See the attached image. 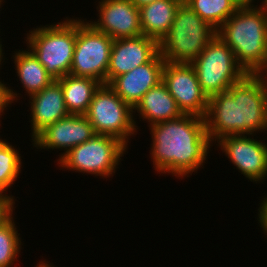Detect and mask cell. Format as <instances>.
I'll list each match as a JSON object with an SVG mask.
<instances>
[{
	"mask_svg": "<svg viewBox=\"0 0 267 267\" xmlns=\"http://www.w3.org/2000/svg\"><path fill=\"white\" fill-rule=\"evenodd\" d=\"M149 127L152 136L150 154L158 173H171L183 179L206 163L213 143L207 135L204 118L183 114Z\"/></svg>",
	"mask_w": 267,
	"mask_h": 267,
	"instance_id": "6da1fadb",
	"label": "cell"
},
{
	"mask_svg": "<svg viewBox=\"0 0 267 267\" xmlns=\"http://www.w3.org/2000/svg\"><path fill=\"white\" fill-rule=\"evenodd\" d=\"M204 119L212 143L224 136L264 132L263 80L247 74L227 91L211 96Z\"/></svg>",
	"mask_w": 267,
	"mask_h": 267,
	"instance_id": "7a4b0ae2",
	"label": "cell"
},
{
	"mask_svg": "<svg viewBox=\"0 0 267 267\" xmlns=\"http://www.w3.org/2000/svg\"><path fill=\"white\" fill-rule=\"evenodd\" d=\"M247 74H258L267 61V4L239 7L217 30Z\"/></svg>",
	"mask_w": 267,
	"mask_h": 267,
	"instance_id": "3957f363",
	"label": "cell"
},
{
	"mask_svg": "<svg viewBox=\"0 0 267 267\" xmlns=\"http://www.w3.org/2000/svg\"><path fill=\"white\" fill-rule=\"evenodd\" d=\"M67 19V20H66ZM28 49L55 80L69 74L77 39V19L37 26L26 34Z\"/></svg>",
	"mask_w": 267,
	"mask_h": 267,
	"instance_id": "277c9868",
	"label": "cell"
},
{
	"mask_svg": "<svg viewBox=\"0 0 267 267\" xmlns=\"http://www.w3.org/2000/svg\"><path fill=\"white\" fill-rule=\"evenodd\" d=\"M216 35L217 30L183 2L159 42V53L165 62L191 64Z\"/></svg>",
	"mask_w": 267,
	"mask_h": 267,
	"instance_id": "5b68a950",
	"label": "cell"
},
{
	"mask_svg": "<svg viewBox=\"0 0 267 267\" xmlns=\"http://www.w3.org/2000/svg\"><path fill=\"white\" fill-rule=\"evenodd\" d=\"M191 64L208 98L227 91L247 75L237 63L234 52L218 35Z\"/></svg>",
	"mask_w": 267,
	"mask_h": 267,
	"instance_id": "8992f818",
	"label": "cell"
},
{
	"mask_svg": "<svg viewBox=\"0 0 267 267\" xmlns=\"http://www.w3.org/2000/svg\"><path fill=\"white\" fill-rule=\"evenodd\" d=\"M127 146L115 137L96 134L58 159L59 167L95 176H113Z\"/></svg>",
	"mask_w": 267,
	"mask_h": 267,
	"instance_id": "52a82bcc",
	"label": "cell"
},
{
	"mask_svg": "<svg viewBox=\"0 0 267 267\" xmlns=\"http://www.w3.org/2000/svg\"><path fill=\"white\" fill-rule=\"evenodd\" d=\"M134 115L133 108L108 84H101L96 90L85 114L96 134L115 137L127 147L129 138L138 129Z\"/></svg>",
	"mask_w": 267,
	"mask_h": 267,
	"instance_id": "ba28073f",
	"label": "cell"
},
{
	"mask_svg": "<svg viewBox=\"0 0 267 267\" xmlns=\"http://www.w3.org/2000/svg\"><path fill=\"white\" fill-rule=\"evenodd\" d=\"M77 20V39L69 74L107 84L113 39L97 31L88 21Z\"/></svg>",
	"mask_w": 267,
	"mask_h": 267,
	"instance_id": "9c48e42d",
	"label": "cell"
},
{
	"mask_svg": "<svg viewBox=\"0 0 267 267\" xmlns=\"http://www.w3.org/2000/svg\"><path fill=\"white\" fill-rule=\"evenodd\" d=\"M162 82L183 114L205 118L209 98L203 92L192 64L165 62Z\"/></svg>",
	"mask_w": 267,
	"mask_h": 267,
	"instance_id": "30bf717a",
	"label": "cell"
},
{
	"mask_svg": "<svg viewBox=\"0 0 267 267\" xmlns=\"http://www.w3.org/2000/svg\"><path fill=\"white\" fill-rule=\"evenodd\" d=\"M217 143L229 161L251 182L260 183L267 178V143L250 135L224 136Z\"/></svg>",
	"mask_w": 267,
	"mask_h": 267,
	"instance_id": "8fae6325",
	"label": "cell"
},
{
	"mask_svg": "<svg viewBox=\"0 0 267 267\" xmlns=\"http://www.w3.org/2000/svg\"><path fill=\"white\" fill-rule=\"evenodd\" d=\"M96 132L85 115L69 114L55 123L47 126L31 142L37 149L66 150L59 159L70 149L90 140Z\"/></svg>",
	"mask_w": 267,
	"mask_h": 267,
	"instance_id": "7c38bea8",
	"label": "cell"
},
{
	"mask_svg": "<svg viewBox=\"0 0 267 267\" xmlns=\"http://www.w3.org/2000/svg\"><path fill=\"white\" fill-rule=\"evenodd\" d=\"M97 10L99 19L90 24L113 40L142 35L140 10L131 0H101Z\"/></svg>",
	"mask_w": 267,
	"mask_h": 267,
	"instance_id": "4fadbf2b",
	"label": "cell"
},
{
	"mask_svg": "<svg viewBox=\"0 0 267 267\" xmlns=\"http://www.w3.org/2000/svg\"><path fill=\"white\" fill-rule=\"evenodd\" d=\"M159 53V42L151 37L114 39L107 70V84L115 77L150 62Z\"/></svg>",
	"mask_w": 267,
	"mask_h": 267,
	"instance_id": "5bb4252c",
	"label": "cell"
},
{
	"mask_svg": "<svg viewBox=\"0 0 267 267\" xmlns=\"http://www.w3.org/2000/svg\"><path fill=\"white\" fill-rule=\"evenodd\" d=\"M165 61L158 53L150 62L115 77L108 85L133 109L143 95L162 81Z\"/></svg>",
	"mask_w": 267,
	"mask_h": 267,
	"instance_id": "9a60e30c",
	"label": "cell"
},
{
	"mask_svg": "<svg viewBox=\"0 0 267 267\" xmlns=\"http://www.w3.org/2000/svg\"><path fill=\"white\" fill-rule=\"evenodd\" d=\"M31 132L33 140L42 130L69 115L61 84L54 80L40 92L29 96Z\"/></svg>",
	"mask_w": 267,
	"mask_h": 267,
	"instance_id": "2e32d148",
	"label": "cell"
},
{
	"mask_svg": "<svg viewBox=\"0 0 267 267\" xmlns=\"http://www.w3.org/2000/svg\"><path fill=\"white\" fill-rule=\"evenodd\" d=\"M133 111L139 113L140 119L149 122L148 126L173 120L183 115L174 97L162 81L143 95Z\"/></svg>",
	"mask_w": 267,
	"mask_h": 267,
	"instance_id": "e0dca14e",
	"label": "cell"
},
{
	"mask_svg": "<svg viewBox=\"0 0 267 267\" xmlns=\"http://www.w3.org/2000/svg\"><path fill=\"white\" fill-rule=\"evenodd\" d=\"M184 0H156L143 5L140 10L142 35L160 42L169 32L179 6Z\"/></svg>",
	"mask_w": 267,
	"mask_h": 267,
	"instance_id": "ac0fdd59",
	"label": "cell"
},
{
	"mask_svg": "<svg viewBox=\"0 0 267 267\" xmlns=\"http://www.w3.org/2000/svg\"><path fill=\"white\" fill-rule=\"evenodd\" d=\"M62 87L69 114L85 115L90 102L101 83L89 77H76L70 74L57 80Z\"/></svg>",
	"mask_w": 267,
	"mask_h": 267,
	"instance_id": "d6986e66",
	"label": "cell"
},
{
	"mask_svg": "<svg viewBox=\"0 0 267 267\" xmlns=\"http://www.w3.org/2000/svg\"><path fill=\"white\" fill-rule=\"evenodd\" d=\"M12 57L17 76L27 96L40 92L55 80L29 49L16 51Z\"/></svg>",
	"mask_w": 267,
	"mask_h": 267,
	"instance_id": "ffe728a7",
	"label": "cell"
},
{
	"mask_svg": "<svg viewBox=\"0 0 267 267\" xmlns=\"http://www.w3.org/2000/svg\"><path fill=\"white\" fill-rule=\"evenodd\" d=\"M184 3L216 30L239 8L233 0H184Z\"/></svg>",
	"mask_w": 267,
	"mask_h": 267,
	"instance_id": "44dd1931",
	"label": "cell"
},
{
	"mask_svg": "<svg viewBox=\"0 0 267 267\" xmlns=\"http://www.w3.org/2000/svg\"><path fill=\"white\" fill-rule=\"evenodd\" d=\"M19 152L13 145L0 138V195L10 197L13 201H16L15 197L8 196L6 192L21 173L22 159Z\"/></svg>",
	"mask_w": 267,
	"mask_h": 267,
	"instance_id": "7402d4cb",
	"label": "cell"
},
{
	"mask_svg": "<svg viewBox=\"0 0 267 267\" xmlns=\"http://www.w3.org/2000/svg\"><path fill=\"white\" fill-rule=\"evenodd\" d=\"M13 219L12 212L0 223V267L12 266L22 249L20 233H18Z\"/></svg>",
	"mask_w": 267,
	"mask_h": 267,
	"instance_id": "603a6c76",
	"label": "cell"
},
{
	"mask_svg": "<svg viewBox=\"0 0 267 267\" xmlns=\"http://www.w3.org/2000/svg\"><path fill=\"white\" fill-rule=\"evenodd\" d=\"M19 93L13 92V89L8 87L5 83H2L0 80V117L4 114V110L8 109V105H11V103H14L13 101L20 100L18 99ZM3 113V114H1Z\"/></svg>",
	"mask_w": 267,
	"mask_h": 267,
	"instance_id": "cb8c5ba5",
	"label": "cell"
},
{
	"mask_svg": "<svg viewBox=\"0 0 267 267\" xmlns=\"http://www.w3.org/2000/svg\"><path fill=\"white\" fill-rule=\"evenodd\" d=\"M15 201L10 197L0 195V223H2L14 209Z\"/></svg>",
	"mask_w": 267,
	"mask_h": 267,
	"instance_id": "d4e9b609",
	"label": "cell"
},
{
	"mask_svg": "<svg viewBox=\"0 0 267 267\" xmlns=\"http://www.w3.org/2000/svg\"><path fill=\"white\" fill-rule=\"evenodd\" d=\"M260 207L258 209V221L260 227L263 228L264 233H267V196L264 198V200H261ZM267 235V234H266Z\"/></svg>",
	"mask_w": 267,
	"mask_h": 267,
	"instance_id": "484cf974",
	"label": "cell"
},
{
	"mask_svg": "<svg viewBox=\"0 0 267 267\" xmlns=\"http://www.w3.org/2000/svg\"><path fill=\"white\" fill-rule=\"evenodd\" d=\"M238 7H258V5H254L255 0H233ZM262 6L267 4V0H262Z\"/></svg>",
	"mask_w": 267,
	"mask_h": 267,
	"instance_id": "4316f807",
	"label": "cell"
},
{
	"mask_svg": "<svg viewBox=\"0 0 267 267\" xmlns=\"http://www.w3.org/2000/svg\"><path fill=\"white\" fill-rule=\"evenodd\" d=\"M263 93H264V111H265V127L264 132L267 131V82L263 81Z\"/></svg>",
	"mask_w": 267,
	"mask_h": 267,
	"instance_id": "83f0119b",
	"label": "cell"
},
{
	"mask_svg": "<svg viewBox=\"0 0 267 267\" xmlns=\"http://www.w3.org/2000/svg\"><path fill=\"white\" fill-rule=\"evenodd\" d=\"M134 5L140 8L143 5L155 2L156 0H131Z\"/></svg>",
	"mask_w": 267,
	"mask_h": 267,
	"instance_id": "f1b7e54d",
	"label": "cell"
},
{
	"mask_svg": "<svg viewBox=\"0 0 267 267\" xmlns=\"http://www.w3.org/2000/svg\"><path fill=\"white\" fill-rule=\"evenodd\" d=\"M259 75V77L264 81L267 82V61L266 64L264 65V67L259 71V73L257 74ZM266 75V76H265Z\"/></svg>",
	"mask_w": 267,
	"mask_h": 267,
	"instance_id": "f546056e",
	"label": "cell"
},
{
	"mask_svg": "<svg viewBox=\"0 0 267 267\" xmlns=\"http://www.w3.org/2000/svg\"><path fill=\"white\" fill-rule=\"evenodd\" d=\"M2 44H1V41H0V65L3 63L2 59L4 58V53H3V49H2ZM2 61V62H1Z\"/></svg>",
	"mask_w": 267,
	"mask_h": 267,
	"instance_id": "4dcf8cb0",
	"label": "cell"
},
{
	"mask_svg": "<svg viewBox=\"0 0 267 267\" xmlns=\"http://www.w3.org/2000/svg\"><path fill=\"white\" fill-rule=\"evenodd\" d=\"M46 262L49 263L48 261H45V260L39 261V263L37 264L36 267H47V263Z\"/></svg>",
	"mask_w": 267,
	"mask_h": 267,
	"instance_id": "1f68e13d",
	"label": "cell"
},
{
	"mask_svg": "<svg viewBox=\"0 0 267 267\" xmlns=\"http://www.w3.org/2000/svg\"><path fill=\"white\" fill-rule=\"evenodd\" d=\"M47 267H54V265L52 266L51 264H47Z\"/></svg>",
	"mask_w": 267,
	"mask_h": 267,
	"instance_id": "d6a6232c",
	"label": "cell"
}]
</instances>
